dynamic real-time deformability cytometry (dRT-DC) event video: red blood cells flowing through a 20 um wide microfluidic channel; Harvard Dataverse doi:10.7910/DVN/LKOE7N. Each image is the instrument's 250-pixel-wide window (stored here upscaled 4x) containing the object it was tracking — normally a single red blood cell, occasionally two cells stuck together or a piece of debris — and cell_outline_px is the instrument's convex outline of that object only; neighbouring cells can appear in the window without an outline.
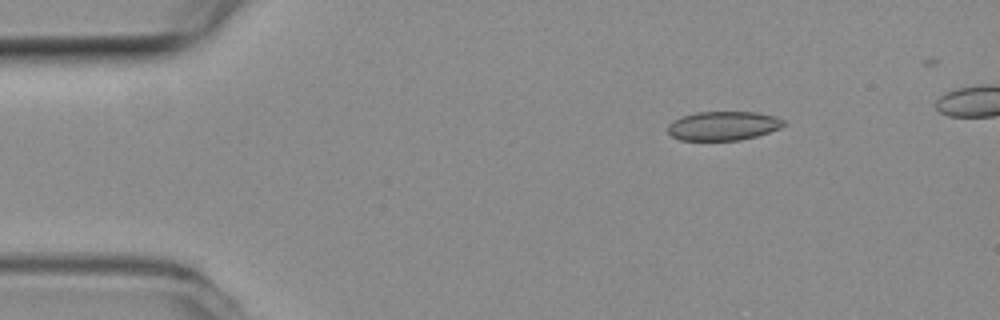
{"species": "common noctule bat (a hibernating species)", "species_latin": "Nyctalus noctula", "temperature_condition": "room temperature", "stored_images_in_passage": 4, "camera_frame_rate_fps": 3000, "um_per_image_px": 0.085, "animal": {"sex": "female", "body_mass_g": 19.3, "forearm_length_mm": 54.1}, "frame": {"image": 1, "passage_image": 1, "time_ms": 0.0, "image_size_px": [1000, 320], "cell_outline_px": [[784, 124], [780, 128], [756, 136], [740, 140], [680, 140], [672, 136], [668, 132], [668, 124], [684, 116], [696, 112], [756, 112], [776, 116], [784, 120]], "centroid_in_image_um": [61.49, 10.69], "position_along_channel_um": 23.5, "area_um2": 19.42}}